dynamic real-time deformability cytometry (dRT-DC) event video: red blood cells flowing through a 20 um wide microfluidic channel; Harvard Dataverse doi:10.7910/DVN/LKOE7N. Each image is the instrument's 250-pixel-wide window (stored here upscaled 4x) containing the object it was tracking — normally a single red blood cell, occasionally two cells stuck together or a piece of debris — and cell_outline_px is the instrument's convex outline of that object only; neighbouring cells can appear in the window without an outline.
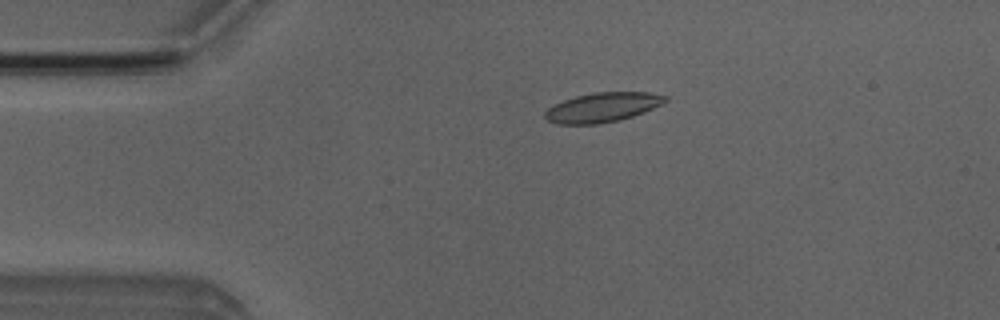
{"species": "Egyptian fruit bat (a non-hibernating species)", "species_latin": "Rousettus aegyptiacus", "temperature_condition": "room temperature", "stored_images_in_passage": 4, "camera_frame_rate_fps": 3000, "um_per_image_px": 0.085, "animal": {"sex": "male"}, "frame": {"image": 1, "passage_image": 3, "time_ms": 3.0, "image_size_px": [1000, 320], "cell_outline_px": [[668, 100], [644, 112], [632, 116], [616, 120], [596, 124], [556, 124], [548, 120], [544, 116], [544, 112], [548, 108], [564, 100], [576, 96], [596, 92], [648, 92], [668, 96]], "centroid_in_image_um": [51.2, 9.12], "position_along_channel_um": 33.8, "area_um2": 20.4}}